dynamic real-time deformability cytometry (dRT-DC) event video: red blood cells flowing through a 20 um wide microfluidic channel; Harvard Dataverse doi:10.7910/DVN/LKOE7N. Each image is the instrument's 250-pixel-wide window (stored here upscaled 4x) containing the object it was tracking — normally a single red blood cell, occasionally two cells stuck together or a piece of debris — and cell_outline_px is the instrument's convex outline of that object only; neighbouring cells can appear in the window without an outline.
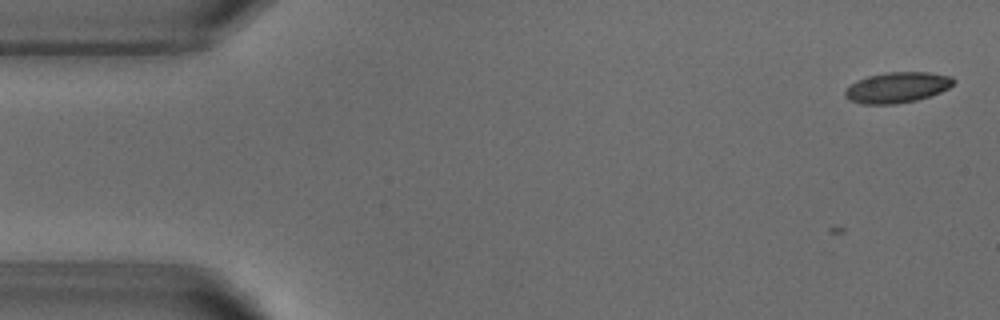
{"species": "common noctule bat (a hibernating species)", "species_latin": "Nyctalus noctula", "temperature_condition": "warm", "stored_images_in_passage": 3, "camera_frame_rate_fps": 3000, "um_per_image_px": 0.085, "animal": {"sex": "male", "body_mass_g": 18.8}, "frame": {"image": 1, "passage_image": 3, "time_ms": 0.667, "image_size_px": [1000, 320], "cell_outline_px": [[956, 80], [948, 88], [940, 92], [916, 100], [896, 104], [864, 104], [848, 100], [844, 96], [844, 92], [856, 80], [868, 76], [888, 72], [928, 72], [952, 76]], "centroid_in_image_um": [76.25, 7.43], "position_along_channel_um": 8.7, "area_um2": 19.31}}